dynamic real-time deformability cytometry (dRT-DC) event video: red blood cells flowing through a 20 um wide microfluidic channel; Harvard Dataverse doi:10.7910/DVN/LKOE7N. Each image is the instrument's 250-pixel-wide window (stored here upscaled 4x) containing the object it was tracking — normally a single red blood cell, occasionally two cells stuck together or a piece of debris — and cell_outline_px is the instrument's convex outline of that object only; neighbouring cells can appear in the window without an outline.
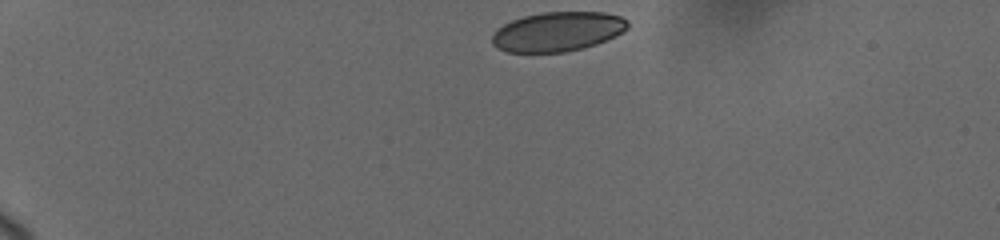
{"species": "human", "species_latin": "Homo sapiens", "temperature_condition": "cold", "stored_images_in_passage": 9, "camera_frame_rate_fps": 3000, "um_per_image_px": 0.085, "donor": {"sex": "female"}, "frame": {"image": 1, "passage_image": 1, "time_ms": 0.0, "image_size_px": [1000, 240], "cell_outline_px": [[628, 28], [616, 36], [596, 44], [564, 52], [508, 52], [492, 44], [492, 36], [504, 24], [512, 20], [524, 16], [544, 12], [604, 12], [620, 16], [628, 20]], "centroid_in_image_um": [47.43, 2.68], "position_along_channel_um": 37.6, "area_um2": 30.92}}
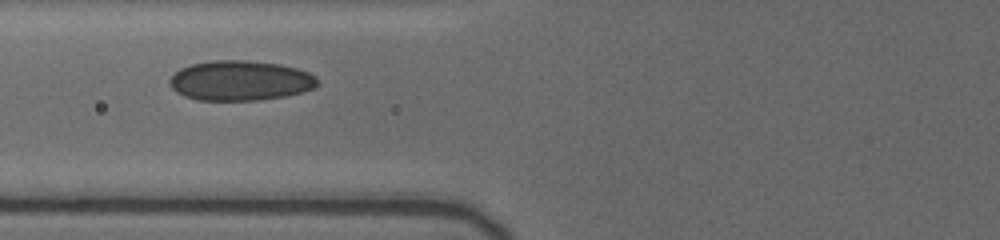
{"frame": {"image": 2, "passage_image": 6, "time_ms": 4.0, "image_size_px": [1000, 240], "cell_outline_px": [[320, 84], [312, 88], [300, 92], [284, 96], [256, 100], [196, 100], [184, 96], [176, 92], [168, 84], [168, 80], [180, 68], [192, 64], [212, 60], [244, 60], [280, 64], [296, 68], [308, 72], [316, 76]], "centroid_in_image_um": [20.4, 6.85], "position_along_channel_um": 105.4, "area_um2": 34.45}}
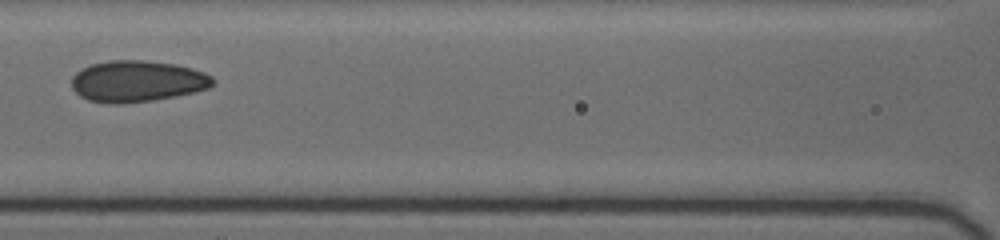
{"frame": {"image": 3, "passage_image": 8, "time_ms": 5.333, "image_size_px": [1000, 240], "cell_outline_px": [[216, 80], [208, 88], [192, 92], [152, 100], [120, 104], [112, 104], [88, 100], [80, 96], [72, 88], [72, 76], [80, 68], [92, 64], [112, 60], [144, 60], [176, 64], [192, 68], [204, 72], [212, 76]], "centroid_in_image_um": [11.64, 6.89], "position_along_channel_um": 155.0, "area_um2": 33.99}}